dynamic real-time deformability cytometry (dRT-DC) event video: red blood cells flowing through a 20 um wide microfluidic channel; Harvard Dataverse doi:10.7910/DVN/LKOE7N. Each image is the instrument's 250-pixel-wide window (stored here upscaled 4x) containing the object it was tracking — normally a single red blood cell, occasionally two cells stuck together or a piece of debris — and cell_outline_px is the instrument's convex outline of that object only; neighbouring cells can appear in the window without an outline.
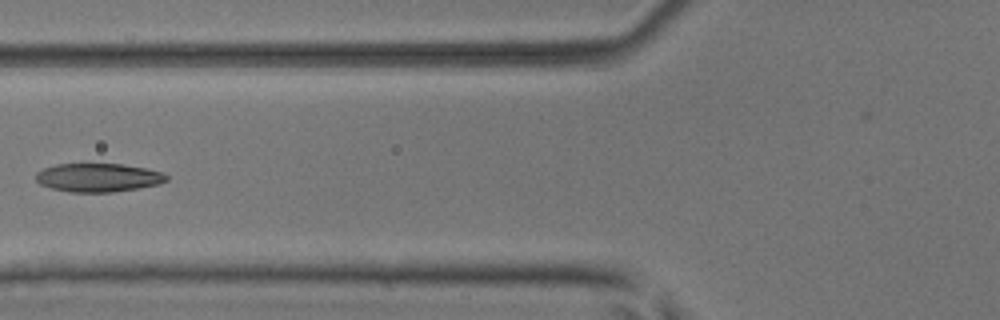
{"species": "common noctule bat (a hibernating species)", "species_latin": "Nyctalus noctula", "temperature_condition": "room temperature", "stored_images_in_passage": 6, "camera_frame_rate_fps": 3000, "um_per_image_px": 0.085, "animal": {"sex": "male", "body_mass_g": 17.9, "forearm_length_mm": 54.2}, "frame": {"image": 1, "passage_image": 6, "time_ms": 1.667, "image_size_px": [1000, 320], "cell_outline_px": [[168, 180], [160, 184], [112, 192], [68, 192], [52, 188], [40, 184], [36, 180], [36, 172], [44, 168], [56, 164], [120, 164], [144, 168], [160, 172], [168, 176]], "centroid_in_image_um": [8.32, 15.09], "position_along_channel_um": 117.5, "area_um2": 21.56}}